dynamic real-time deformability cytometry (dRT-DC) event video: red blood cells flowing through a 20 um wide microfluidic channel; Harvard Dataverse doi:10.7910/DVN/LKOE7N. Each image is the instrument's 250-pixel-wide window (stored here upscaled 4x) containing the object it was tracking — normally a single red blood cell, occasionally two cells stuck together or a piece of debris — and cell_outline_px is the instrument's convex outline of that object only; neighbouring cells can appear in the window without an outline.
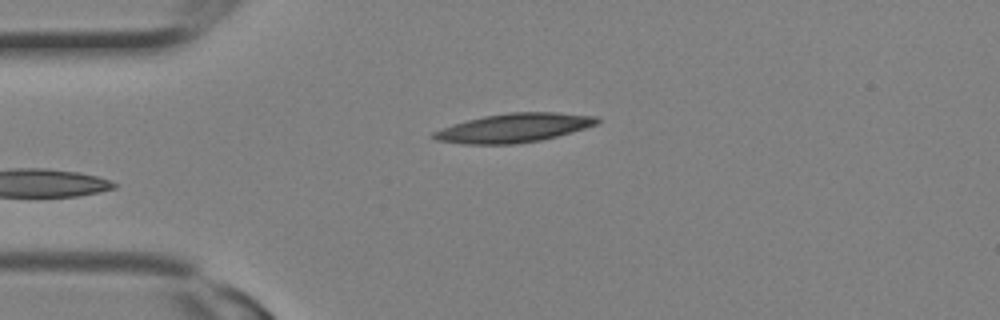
{"species": "Egyptian fruit bat (a non-hibernating species)", "species_latin": "Rousettus aegyptiacus", "temperature_condition": "room temperature", "stored_images_in_passage": 2, "camera_frame_rate_fps": 3000, "um_per_image_px": 0.085, "animal": {"sex": "female"}, "frame": {"image": 1, "passage_image": 2, "time_ms": 0.333, "image_size_px": [1000, 320], "cell_outline_px": [[600, 120], [596, 124], [572, 132], [540, 140], [516, 144], [460, 144], [436, 140], [428, 136], [432, 132], [452, 124], [484, 116], [512, 112], [556, 112], [596, 116]], "centroid_in_image_um": [43.63, 10.88], "position_along_channel_um": 41.4, "area_um2": 27.51}}